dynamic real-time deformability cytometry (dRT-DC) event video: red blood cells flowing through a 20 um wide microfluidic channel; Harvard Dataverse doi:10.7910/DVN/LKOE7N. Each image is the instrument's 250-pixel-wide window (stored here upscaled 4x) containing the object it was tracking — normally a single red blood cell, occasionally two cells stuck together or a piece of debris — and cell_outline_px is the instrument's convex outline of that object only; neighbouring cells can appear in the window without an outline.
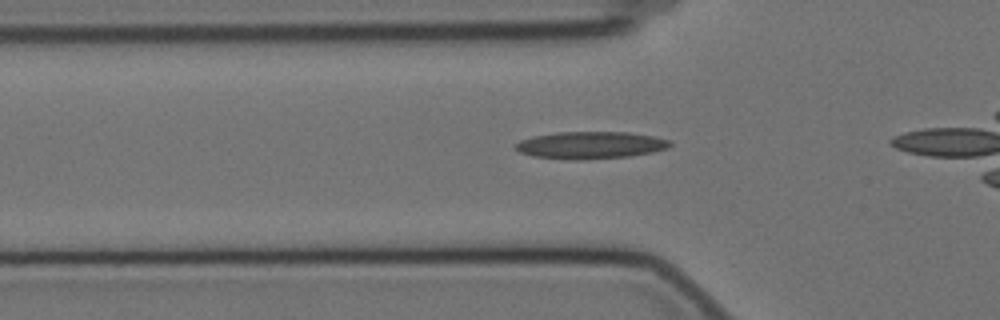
{"species": "Egyptian fruit bat (a non-hibernating species)", "species_latin": "Rousettus aegyptiacus", "temperature_condition": "cold", "stored_images_in_passage": 32, "camera_frame_rate_fps": 3000, "um_per_image_px": 0.085, "animal": {"sex": "female"}, "frame": {"image": 1, "passage_image": 5, "time_ms": 1.333, "image_size_px": [1000, 320], "cell_outline_px": [[672, 144], [668, 148], [652, 152], [628, 156], [584, 160], [572, 160], [532, 156], [520, 152], [516, 148], [516, 144], [520, 140], [532, 136], [556, 132], [628, 132], [652, 136], [672, 140]], "centroid_in_image_um": [50.2, 12.34], "position_along_channel_um": 75.6, "area_um2": 24.57}}
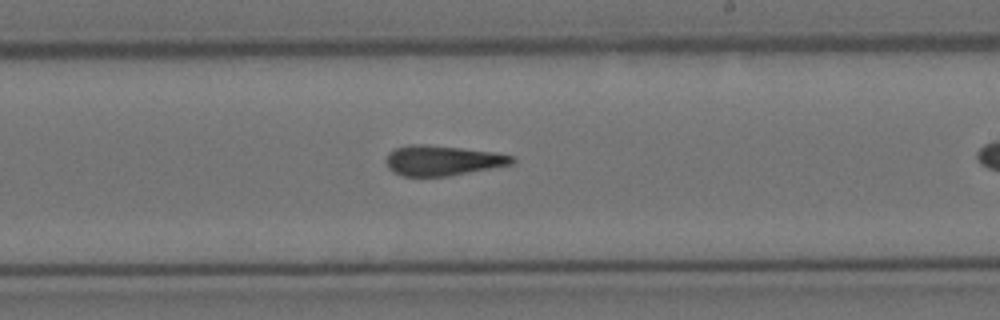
{"frame": {"image": 2, "passage_image": 20, "time_ms": 6.333, "image_size_px": [1000, 320], "cell_outline_px": [[516, 160], [512, 164], [448, 176], [404, 176], [392, 172], [388, 168], [388, 152], [396, 148], [412, 144], [424, 144], [460, 148], [492, 152], [512, 156]], "centroid_in_image_um": [37.59, 13.64], "position_along_channel_um": 251.4, "area_um2": 21.73}}
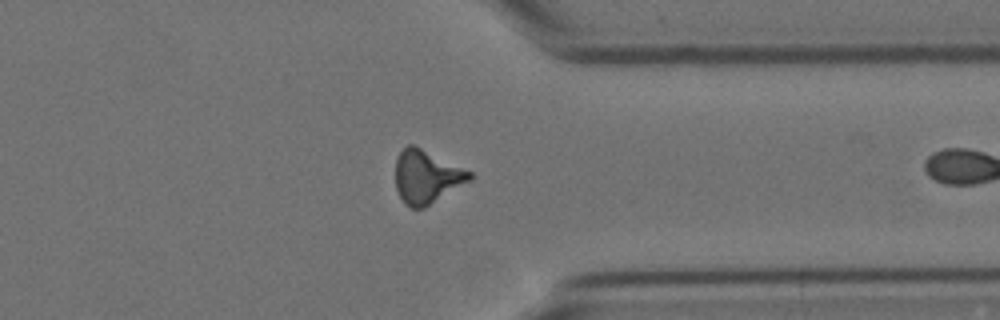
{"frame": {"image": 3, "passage_image": 31, "time_ms": 10.0, "image_size_px": [1000, 320], "cell_outline_px": [[472, 180], [424, 208], [412, 208], [404, 204], [396, 188], [396, 156], [408, 144], [412, 144], [472, 172]], "centroid_in_image_um": [36.25, 15.04], "position_along_channel_um": 375.1, "area_um2": 22.89}}